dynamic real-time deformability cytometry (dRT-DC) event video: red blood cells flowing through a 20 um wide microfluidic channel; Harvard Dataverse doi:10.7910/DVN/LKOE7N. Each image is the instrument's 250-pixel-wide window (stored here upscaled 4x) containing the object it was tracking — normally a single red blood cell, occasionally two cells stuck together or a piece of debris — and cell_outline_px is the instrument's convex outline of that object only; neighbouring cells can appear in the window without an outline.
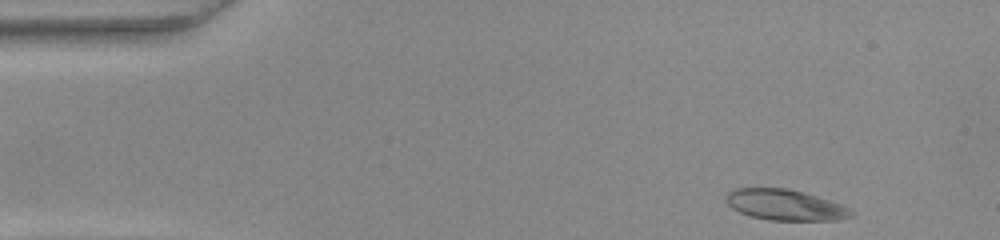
{"species": "common noctule bat (a hibernating species)", "species_latin": "Nyctalus noctula", "temperature_condition": "warm", "stored_images_in_passage": 48, "camera_frame_rate_fps": 3000, "um_per_image_px": 0.085, "animal": {"sex": "female", "body_mass_g": 22.0, "forearm_length_mm": 56.7}, "frame": {"image": 1, "passage_image": 1, "time_ms": 0.0, "image_size_px": [1000, 240], "cell_outline_px": [[852, 216], [840, 220], [768, 220], [752, 216], [740, 212], [732, 208], [724, 200], [724, 196], [732, 188], [788, 188], [804, 192], [840, 204], [848, 208], [852, 212]], "centroid_in_image_um": [66.68, 17.41], "position_along_channel_um": 18.3, "area_um2": 22.43}}
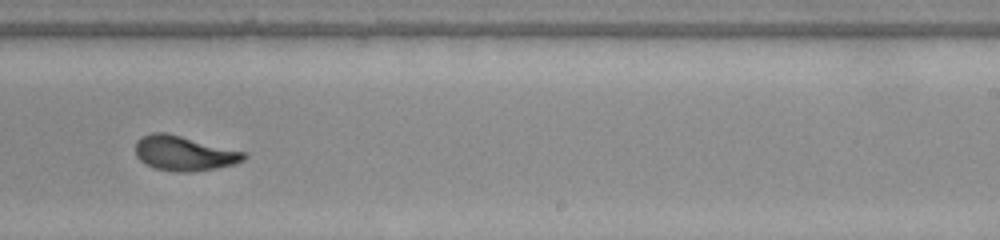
{"frame": {"image": 2, "passage_image": 28, "time_ms": 9.0, "image_size_px": [1000, 240], "cell_outline_px": [[248, 156], [244, 160], [232, 164], [216, 168], [192, 172], [176, 172], [156, 168], [140, 160], [136, 156], [136, 140], [140, 136], [152, 132], [164, 132], [248, 152]], "centroid_in_image_um": [15.66, 13.02], "position_along_channel_um": 273.3, "area_um2": 22.02}}
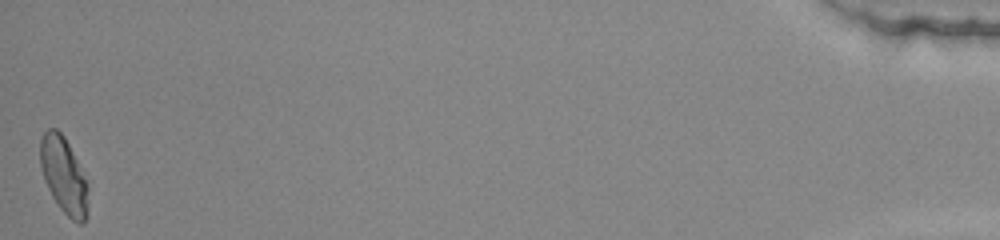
{"frame": {"image": 3, "passage_image": 48, "time_ms": 15.667, "image_size_px": [1000, 240], "cell_outline_px": [[88, 212], [84, 224], [80, 224], [72, 220], [60, 208], [52, 196], [44, 180], [40, 164], [40, 140], [44, 132], [48, 128], [56, 128], [64, 136], [76, 160], [88, 188]], "centroid_in_image_um": [5.41, 14.93], "position_along_channel_um": 429.8, "area_um2": 21.04}, "authors_computed_cell_mechanics": {"area_um2": 22.0218, "velocity_mm_per_s": 3.8416, "shape_relaxation_time_tau1_ms": 5.5866, "shape_relaxation_time_tau2_ms": 1.3332, "deformation_change_tau1": 0.2067, "deformation_change_tau2": 0.0691}}